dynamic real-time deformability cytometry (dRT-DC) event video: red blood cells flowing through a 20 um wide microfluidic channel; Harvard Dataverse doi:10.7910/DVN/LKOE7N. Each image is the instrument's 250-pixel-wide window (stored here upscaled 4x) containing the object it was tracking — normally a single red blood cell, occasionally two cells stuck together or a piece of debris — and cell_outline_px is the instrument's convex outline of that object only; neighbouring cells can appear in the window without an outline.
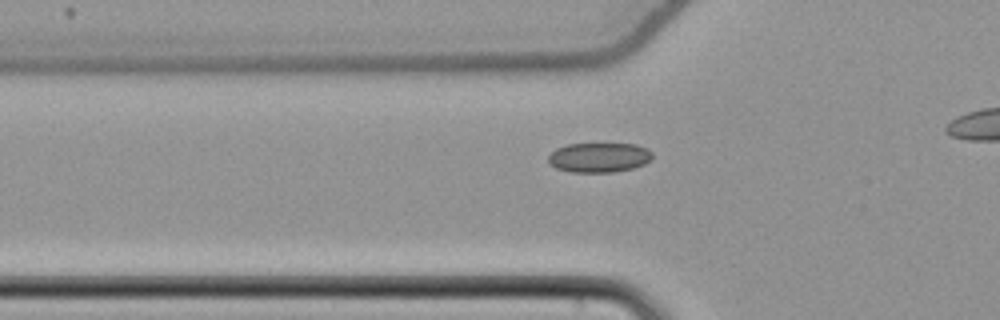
{"species": "common noctule bat (a hibernating species)", "species_latin": "Nyctalus noctula", "temperature_condition": "cold", "stored_images_in_passage": 40, "camera_frame_rate_fps": 3000, "um_per_image_px": 0.085, "animal": {"sex": "female", "body_mass_g": 22.7, "forearm_length_mm": 54.2}, "frame": {"image": 1, "passage_image": 14, "time_ms": 4.333, "image_size_px": [1000, 320], "cell_outline_px": [[652, 160], [644, 164], [632, 168], [612, 172], [572, 172], [556, 168], [548, 164], [548, 156], [556, 148], [568, 144], [636, 144], [648, 148], [652, 152]], "centroid_in_image_um": [50.92, 13.38], "position_along_channel_um": 74.9, "area_um2": 18.09}}
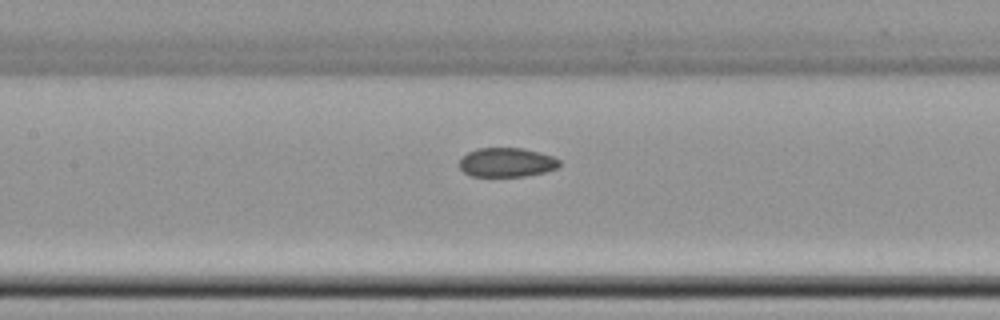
{"frame": {"image": 2, "passage_image": 21, "time_ms": 6.667, "image_size_px": [1000, 320], "cell_outline_px": [[560, 164], [556, 168], [544, 172], [524, 176], [472, 176], [464, 172], [456, 164], [468, 152], [476, 148], [524, 148], [540, 152], [552, 156], [560, 160]], "centroid_in_image_um": [43.05, 13.79], "position_along_channel_um": 164.4, "area_um2": 17.05}}
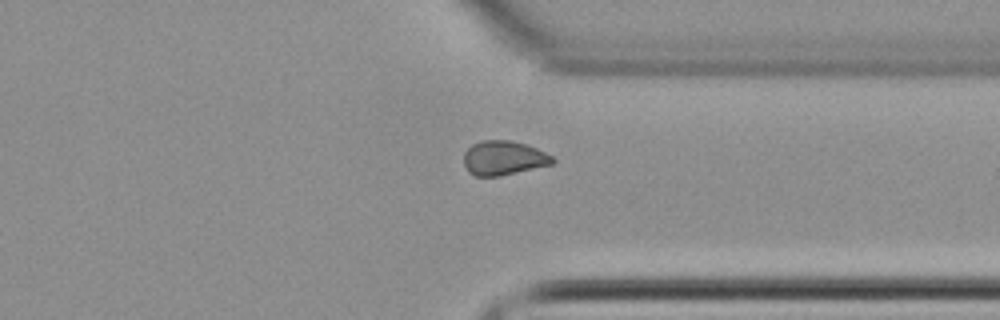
{"frame": {"image": 3, "passage_image": 37, "time_ms": 12.0, "image_size_px": [1000, 320], "cell_outline_px": [[556, 160], [552, 164], [500, 176], [476, 176], [468, 172], [464, 164], [464, 152], [472, 144], [480, 140], [508, 140], [524, 144], [536, 148], [552, 156]], "centroid_in_image_um": [42.78, 13.43], "position_along_channel_um": 368.6, "area_um2": 17.69}}